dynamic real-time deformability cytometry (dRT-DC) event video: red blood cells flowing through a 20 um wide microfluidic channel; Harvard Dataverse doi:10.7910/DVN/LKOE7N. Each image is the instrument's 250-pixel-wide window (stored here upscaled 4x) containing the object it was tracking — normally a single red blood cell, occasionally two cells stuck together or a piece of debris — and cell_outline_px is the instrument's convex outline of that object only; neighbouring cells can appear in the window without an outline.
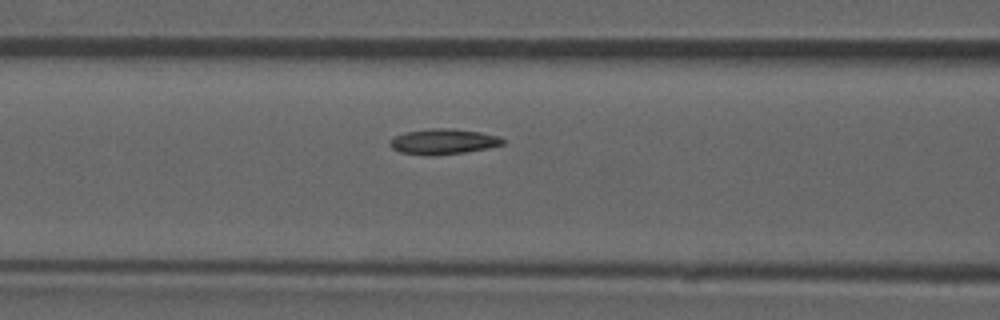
{"species": "common noctule bat (a hibernating species)", "species_latin": "Nyctalus noctula", "temperature_condition": "room temperature", "stored_images_in_passage": 49, "camera_frame_rate_fps": 3000, "um_per_image_px": 0.085, "animal": {"sex": "male", "forearm_length_mm": 52.5}, "frame": {"image": 1, "passage_image": 22, "time_ms": 7.0, "image_size_px": [1000, 320], "cell_outline_px": [[504, 144], [488, 148], [464, 152], [400, 152], [392, 148], [388, 144], [396, 136], [404, 132], [432, 128], [448, 128], [480, 132], [500, 136], [504, 140]], "centroid_in_image_um": [37.75, 11.97], "position_along_channel_um": 128.9, "area_um2": 15.72}, "authors_computed_cell_mechanics": {"area_um2": 16.3574, "velocity_mm_per_s": 3.8765, "shape_relaxation_time_tau1_ms": null, "shape_relaxation_time_tau2_ms": 2.3078, "deformation_change_tau1": null, "deformation_change_tau2": 0.0711}}